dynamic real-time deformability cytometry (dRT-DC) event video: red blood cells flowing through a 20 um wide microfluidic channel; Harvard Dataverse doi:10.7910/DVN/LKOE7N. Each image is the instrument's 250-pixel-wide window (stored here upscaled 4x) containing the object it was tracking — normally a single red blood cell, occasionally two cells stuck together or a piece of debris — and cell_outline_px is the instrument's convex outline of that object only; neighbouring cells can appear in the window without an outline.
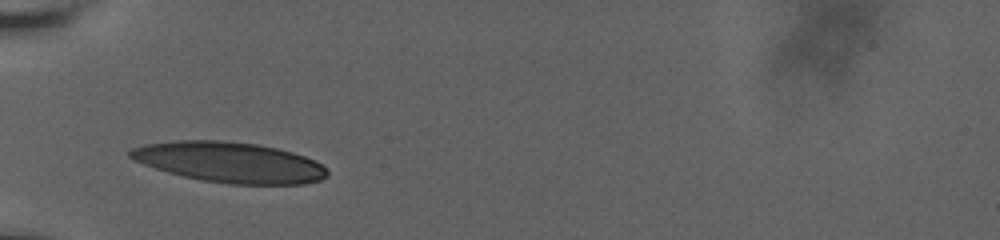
{"species": "human", "species_latin": "Homo sapiens", "temperature_condition": "room temperature", "stored_images_in_passage": 29, "camera_frame_rate_fps": 3000, "um_per_image_px": 0.085, "donor": {"sex": "male"}, "frame": {"image": 1, "passage_image": 1, "time_ms": 0.0, "image_size_px": [1000, 240], "cell_outline_px": [[328, 176], [320, 180], [304, 184], [228, 184], [204, 180], [184, 176], [168, 172], [144, 164], [128, 156], [128, 152], [132, 148], [144, 144], [176, 140], [224, 140], [260, 144], [292, 152], [304, 156], [320, 164], [328, 172]], "centroid_in_image_um": [19.51, 13.78], "position_along_channel_um": 65.5, "area_um2": 46.3}}
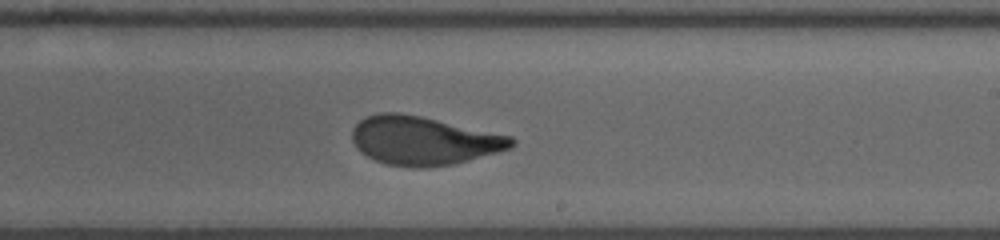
{"frame": {"image": 2, "passage_image": 16, "time_ms": 5.333, "image_size_px": [1000, 240], "cell_outline_px": [[516, 144], [512, 148], [468, 160], [452, 164], [424, 168], [412, 168], [388, 164], [376, 160], [360, 152], [356, 148], [352, 140], [352, 128], [360, 120], [368, 116], [380, 112], [400, 112], [420, 116], [512, 136], [516, 140]], "centroid_in_image_um": [36.0, 11.95], "position_along_channel_um": 253.0, "area_um2": 45.14}}
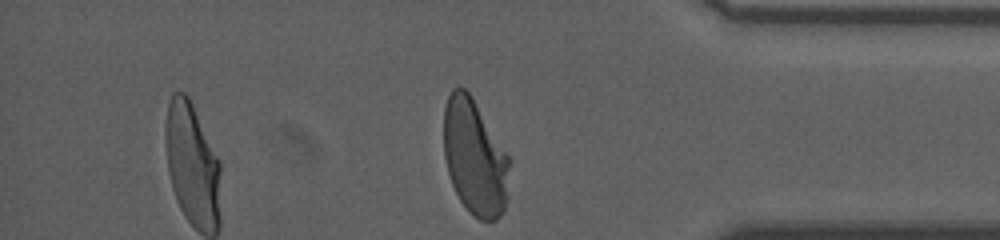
{"frame": {"image": 3, "passage_image": 29, "time_ms": 9.667, "image_size_px": [1000, 240], "cell_outline_px": [[512, 160], [508, 196], [504, 212], [496, 220], [480, 220], [468, 212], [460, 200], [452, 184], [448, 172], [444, 156], [444, 108], [448, 96], [452, 88], [464, 88], [472, 96]], "centroid_in_image_um": [40.39, 13.4], "position_along_channel_um": 394.8, "area_um2": 45.03}, "authors_computed_cell_mechanics": {"area_um2": 44.9106, "velocity_mm_per_s": 3.6315, "shape_relaxation_time_tau1_ms": 5.9977, "shape_relaxation_time_tau2_ms": 0.9601, "deformation_change_tau1": 0.2291, "deformation_change_tau2": 0.0791}}